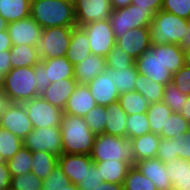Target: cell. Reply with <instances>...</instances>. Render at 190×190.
Masks as SVG:
<instances>
[{"label": "cell", "instance_id": "6da1fadb", "mask_svg": "<svg viewBox=\"0 0 190 190\" xmlns=\"http://www.w3.org/2000/svg\"><path fill=\"white\" fill-rule=\"evenodd\" d=\"M30 17L42 29L76 27L73 0H31Z\"/></svg>", "mask_w": 190, "mask_h": 190}, {"label": "cell", "instance_id": "7a4b0ae2", "mask_svg": "<svg viewBox=\"0 0 190 190\" xmlns=\"http://www.w3.org/2000/svg\"><path fill=\"white\" fill-rule=\"evenodd\" d=\"M63 153L90 155L96 138L84 117L63 114L61 121Z\"/></svg>", "mask_w": 190, "mask_h": 190}, {"label": "cell", "instance_id": "3957f363", "mask_svg": "<svg viewBox=\"0 0 190 190\" xmlns=\"http://www.w3.org/2000/svg\"><path fill=\"white\" fill-rule=\"evenodd\" d=\"M90 157L93 161L119 160L131 166L136 164L132 140L106 133L96 135Z\"/></svg>", "mask_w": 190, "mask_h": 190}, {"label": "cell", "instance_id": "277c9868", "mask_svg": "<svg viewBox=\"0 0 190 190\" xmlns=\"http://www.w3.org/2000/svg\"><path fill=\"white\" fill-rule=\"evenodd\" d=\"M189 21L164 10L158 11L150 24L151 44L171 43L179 45L185 36Z\"/></svg>", "mask_w": 190, "mask_h": 190}, {"label": "cell", "instance_id": "5b68a950", "mask_svg": "<svg viewBox=\"0 0 190 190\" xmlns=\"http://www.w3.org/2000/svg\"><path fill=\"white\" fill-rule=\"evenodd\" d=\"M0 87L16 103H24L40 96L37 90L34 66L12 68L1 79Z\"/></svg>", "mask_w": 190, "mask_h": 190}, {"label": "cell", "instance_id": "8992f818", "mask_svg": "<svg viewBox=\"0 0 190 190\" xmlns=\"http://www.w3.org/2000/svg\"><path fill=\"white\" fill-rule=\"evenodd\" d=\"M154 15L155 13L151 9H141L133 4L124 8L113 9L109 20L115 39L130 29L150 27Z\"/></svg>", "mask_w": 190, "mask_h": 190}, {"label": "cell", "instance_id": "52a82bcc", "mask_svg": "<svg viewBox=\"0 0 190 190\" xmlns=\"http://www.w3.org/2000/svg\"><path fill=\"white\" fill-rule=\"evenodd\" d=\"M74 27H52L42 29L37 46L41 59L64 57L67 54Z\"/></svg>", "mask_w": 190, "mask_h": 190}, {"label": "cell", "instance_id": "ba28073f", "mask_svg": "<svg viewBox=\"0 0 190 190\" xmlns=\"http://www.w3.org/2000/svg\"><path fill=\"white\" fill-rule=\"evenodd\" d=\"M137 71L158 84L167 85L172 82L173 74L161 61V45H152L135 60Z\"/></svg>", "mask_w": 190, "mask_h": 190}, {"label": "cell", "instance_id": "9c48e42d", "mask_svg": "<svg viewBox=\"0 0 190 190\" xmlns=\"http://www.w3.org/2000/svg\"><path fill=\"white\" fill-rule=\"evenodd\" d=\"M23 147L31 152L45 151L55 156L63 154L61 127H43L33 129L24 139Z\"/></svg>", "mask_w": 190, "mask_h": 190}, {"label": "cell", "instance_id": "30bf717a", "mask_svg": "<svg viewBox=\"0 0 190 190\" xmlns=\"http://www.w3.org/2000/svg\"><path fill=\"white\" fill-rule=\"evenodd\" d=\"M23 104L26 108L33 129L61 125L64 114L63 110L51 105L41 96L25 101Z\"/></svg>", "mask_w": 190, "mask_h": 190}, {"label": "cell", "instance_id": "8fae6325", "mask_svg": "<svg viewBox=\"0 0 190 190\" xmlns=\"http://www.w3.org/2000/svg\"><path fill=\"white\" fill-rule=\"evenodd\" d=\"M85 31L91 54L106 57L115 46L114 32L110 20H99L81 26Z\"/></svg>", "mask_w": 190, "mask_h": 190}, {"label": "cell", "instance_id": "7c38bea8", "mask_svg": "<svg viewBox=\"0 0 190 190\" xmlns=\"http://www.w3.org/2000/svg\"><path fill=\"white\" fill-rule=\"evenodd\" d=\"M76 26L99 20H109L112 12L110 0H73Z\"/></svg>", "mask_w": 190, "mask_h": 190}, {"label": "cell", "instance_id": "4fadbf2b", "mask_svg": "<svg viewBox=\"0 0 190 190\" xmlns=\"http://www.w3.org/2000/svg\"><path fill=\"white\" fill-rule=\"evenodd\" d=\"M7 31L12 45L25 44L37 47L42 35V28L30 16L22 20L10 22Z\"/></svg>", "mask_w": 190, "mask_h": 190}, {"label": "cell", "instance_id": "5bb4252c", "mask_svg": "<svg viewBox=\"0 0 190 190\" xmlns=\"http://www.w3.org/2000/svg\"><path fill=\"white\" fill-rule=\"evenodd\" d=\"M115 44L135 60L141 56L151 44L150 27L133 28L116 38Z\"/></svg>", "mask_w": 190, "mask_h": 190}, {"label": "cell", "instance_id": "9a60e30c", "mask_svg": "<svg viewBox=\"0 0 190 190\" xmlns=\"http://www.w3.org/2000/svg\"><path fill=\"white\" fill-rule=\"evenodd\" d=\"M0 127L23 140L33 130L24 104L15 103L6 115L0 119Z\"/></svg>", "mask_w": 190, "mask_h": 190}, {"label": "cell", "instance_id": "2e32d148", "mask_svg": "<svg viewBox=\"0 0 190 190\" xmlns=\"http://www.w3.org/2000/svg\"><path fill=\"white\" fill-rule=\"evenodd\" d=\"M97 105L108 106L118 102L120 96L117 87L108 75V69L87 84Z\"/></svg>", "mask_w": 190, "mask_h": 190}, {"label": "cell", "instance_id": "e0dca14e", "mask_svg": "<svg viewBox=\"0 0 190 190\" xmlns=\"http://www.w3.org/2000/svg\"><path fill=\"white\" fill-rule=\"evenodd\" d=\"M90 155L65 154L58 157V166L69 178L72 184L77 185L84 178L86 170L93 164Z\"/></svg>", "mask_w": 190, "mask_h": 190}, {"label": "cell", "instance_id": "ac0fdd59", "mask_svg": "<svg viewBox=\"0 0 190 190\" xmlns=\"http://www.w3.org/2000/svg\"><path fill=\"white\" fill-rule=\"evenodd\" d=\"M134 166L154 183L157 190H172V183L165 170V163L160 159H142Z\"/></svg>", "mask_w": 190, "mask_h": 190}, {"label": "cell", "instance_id": "d6986e66", "mask_svg": "<svg viewBox=\"0 0 190 190\" xmlns=\"http://www.w3.org/2000/svg\"><path fill=\"white\" fill-rule=\"evenodd\" d=\"M97 104L87 85L78 84L63 109L64 114L85 117Z\"/></svg>", "mask_w": 190, "mask_h": 190}, {"label": "cell", "instance_id": "ffe728a7", "mask_svg": "<svg viewBox=\"0 0 190 190\" xmlns=\"http://www.w3.org/2000/svg\"><path fill=\"white\" fill-rule=\"evenodd\" d=\"M105 70V58L90 54L74 66V79L77 81V84L87 85Z\"/></svg>", "mask_w": 190, "mask_h": 190}, {"label": "cell", "instance_id": "44dd1931", "mask_svg": "<svg viewBox=\"0 0 190 190\" xmlns=\"http://www.w3.org/2000/svg\"><path fill=\"white\" fill-rule=\"evenodd\" d=\"M77 85V81L74 78L59 80L50 83L46 90L40 93V96L51 105L63 110Z\"/></svg>", "mask_w": 190, "mask_h": 190}, {"label": "cell", "instance_id": "7402d4cb", "mask_svg": "<svg viewBox=\"0 0 190 190\" xmlns=\"http://www.w3.org/2000/svg\"><path fill=\"white\" fill-rule=\"evenodd\" d=\"M46 70V85L63 79L74 78V65L64 57L41 59Z\"/></svg>", "mask_w": 190, "mask_h": 190}, {"label": "cell", "instance_id": "603a6c76", "mask_svg": "<svg viewBox=\"0 0 190 190\" xmlns=\"http://www.w3.org/2000/svg\"><path fill=\"white\" fill-rule=\"evenodd\" d=\"M165 170L172 183V190H190V161L174 159L165 163Z\"/></svg>", "mask_w": 190, "mask_h": 190}, {"label": "cell", "instance_id": "cb8c5ba5", "mask_svg": "<svg viewBox=\"0 0 190 190\" xmlns=\"http://www.w3.org/2000/svg\"><path fill=\"white\" fill-rule=\"evenodd\" d=\"M90 54L91 49L85 31L81 27H74L66 58L75 66Z\"/></svg>", "mask_w": 190, "mask_h": 190}, {"label": "cell", "instance_id": "d4e9b609", "mask_svg": "<svg viewBox=\"0 0 190 190\" xmlns=\"http://www.w3.org/2000/svg\"><path fill=\"white\" fill-rule=\"evenodd\" d=\"M101 175V178L108 183L123 184L129 169L132 167L124 161H93Z\"/></svg>", "mask_w": 190, "mask_h": 190}, {"label": "cell", "instance_id": "484cf974", "mask_svg": "<svg viewBox=\"0 0 190 190\" xmlns=\"http://www.w3.org/2000/svg\"><path fill=\"white\" fill-rule=\"evenodd\" d=\"M107 122L104 133L117 137H126L127 114L118 102L105 106Z\"/></svg>", "mask_w": 190, "mask_h": 190}, {"label": "cell", "instance_id": "4316f807", "mask_svg": "<svg viewBox=\"0 0 190 190\" xmlns=\"http://www.w3.org/2000/svg\"><path fill=\"white\" fill-rule=\"evenodd\" d=\"M160 139V135L152 132L131 139L136 162L142 159L156 158Z\"/></svg>", "mask_w": 190, "mask_h": 190}, {"label": "cell", "instance_id": "83f0119b", "mask_svg": "<svg viewBox=\"0 0 190 190\" xmlns=\"http://www.w3.org/2000/svg\"><path fill=\"white\" fill-rule=\"evenodd\" d=\"M12 68L33 67L41 61L37 47L32 45H12L10 49Z\"/></svg>", "mask_w": 190, "mask_h": 190}, {"label": "cell", "instance_id": "f1b7e54d", "mask_svg": "<svg viewBox=\"0 0 190 190\" xmlns=\"http://www.w3.org/2000/svg\"><path fill=\"white\" fill-rule=\"evenodd\" d=\"M138 73L136 64L129 68L108 69V75L114 82L120 95L135 90V81Z\"/></svg>", "mask_w": 190, "mask_h": 190}, {"label": "cell", "instance_id": "f546056e", "mask_svg": "<svg viewBox=\"0 0 190 190\" xmlns=\"http://www.w3.org/2000/svg\"><path fill=\"white\" fill-rule=\"evenodd\" d=\"M31 0H0V16L8 23L30 16Z\"/></svg>", "mask_w": 190, "mask_h": 190}, {"label": "cell", "instance_id": "4dcf8cb0", "mask_svg": "<svg viewBox=\"0 0 190 190\" xmlns=\"http://www.w3.org/2000/svg\"><path fill=\"white\" fill-rule=\"evenodd\" d=\"M31 172L44 180L58 165V156L45 151L32 152Z\"/></svg>", "mask_w": 190, "mask_h": 190}, {"label": "cell", "instance_id": "1f68e13d", "mask_svg": "<svg viewBox=\"0 0 190 190\" xmlns=\"http://www.w3.org/2000/svg\"><path fill=\"white\" fill-rule=\"evenodd\" d=\"M172 113V110L162 101L151 103L146 112L151 132L160 135Z\"/></svg>", "mask_w": 190, "mask_h": 190}, {"label": "cell", "instance_id": "d6a6232c", "mask_svg": "<svg viewBox=\"0 0 190 190\" xmlns=\"http://www.w3.org/2000/svg\"><path fill=\"white\" fill-rule=\"evenodd\" d=\"M135 82V91L142 94L150 104L162 101L165 85L146 79L139 73Z\"/></svg>", "mask_w": 190, "mask_h": 190}, {"label": "cell", "instance_id": "836d02e7", "mask_svg": "<svg viewBox=\"0 0 190 190\" xmlns=\"http://www.w3.org/2000/svg\"><path fill=\"white\" fill-rule=\"evenodd\" d=\"M118 103L127 115L146 113L150 103L137 91L121 94Z\"/></svg>", "mask_w": 190, "mask_h": 190}, {"label": "cell", "instance_id": "e575fe53", "mask_svg": "<svg viewBox=\"0 0 190 190\" xmlns=\"http://www.w3.org/2000/svg\"><path fill=\"white\" fill-rule=\"evenodd\" d=\"M161 61L174 74L184 66V52L178 44L161 45Z\"/></svg>", "mask_w": 190, "mask_h": 190}, {"label": "cell", "instance_id": "d590c367", "mask_svg": "<svg viewBox=\"0 0 190 190\" xmlns=\"http://www.w3.org/2000/svg\"><path fill=\"white\" fill-rule=\"evenodd\" d=\"M190 129V123L180 114L173 112L167 123L165 129L160 133L161 138H180L183 137Z\"/></svg>", "mask_w": 190, "mask_h": 190}, {"label": "cell", "instance_id": "8d00e7d4", "mask_svg": "<svg viewBox=\"0 0 190 190\" xmlns=\"http://www.w3.org/2000/svg\"><path fill=\"white\" fill-rule=\"evenodd\" d=\"M32 152L22 147L10 160L6 163L10 172V176L14 177L31 172Z\"/></svg>", "mask_w": 190, "mask_h": 190}, {"label": "cell", "instance_id": "74e56055", "mask_svg": "<svg viewBox=\"0 0 190 190\" xmlns=\"http://www.w3.org/2000/svg\"><path fill=\"white\" fill-rule=\"evenodd\" d=\"M23 147V140L0 127V156L4 162L10 160Z\"/></svg>", "mask_w": 190, "mask_h": 190}, {"label": "cell", "instance_id": "f35d334b", "mask_svg": "<svg viewBox=\"0 0 190 190\" xmlns=\"http://www.w3.org/2000/svg\"><path fill=\"white\" fill-rule=\"evenodd\" d=\"M124 190H157L154 183L132 166L123 182Z\"/></svg>", "mask_w": 190, "mask_h": 190}, {"label": "cell", "instance_id": "ab89813d", "mask_svg": "<svg viewBox=\"0 0 190 190\" xmlns=\"http://www.w3.org/2000/svg\"><path fill=\"white\" fill-rule=\"evenodd\" d=\"M151 129L146 113L127 115L126 137L133 139L150 133Z\"/></svg>", "mask_w": 190, "mask_h": 190}, {"label": "cell", "instance_id": "60d3db41", "mask_svg": "<svg viewBox=\"0 0 190 190\" xmlns=\"http://www.w3.org/2000/svg\"><path fill=\"white\" fill-rule=\"evenodd\" d=\"M188 95L182 93L172 82L168 83L164 88L162 102L172 110V112L180 113L186 104Z\"/></svg>", "mask_w": 190, "mask_h": 190}, {"label": "cell", "instance_id": "b9f144b4", "mask_svg": "<svg viewBox=\"0 0 190 190\" xmlns=\"http://www.w3.org/2000/svg\"><path fill=\"white\" fill-rule=\"evenodd\" d=\"M105 61L107 69L129 68L135 64V59L116 44L105 57Z\"/></svg>", "mask_w": 190, "mask_h": 190}, {"label": "cell", "instance_id": "7bdbcfd3", "mask_svg": "<svg viewBox=\"0 0 190 190\" xmlns=\"http://www.w3.org/2000/svg\"><path fill=\"white\" fill-rule=\"evenodd\" d=\"M43 180L32 172L11 177L10 190H42Z\"/></svg>", "mask_w": 190, "mask_h": 190}, {"label": "cell", "instance_id": "ee69618b", "mask_svg": "<svg viewBox=\"0 0 190 190\" xmlns=\"http://www.w3.org/2000/svg\"><path fill=\"white\" fill-rule=\"evenodd\" d=\"M106 115L105 106L100 105H97L85 115L84 119L94 134L104 133L105 124L107 122Z\"/></svg>", "mask_w": 190, "mask_h": 190}, {"label": "cell", "instance_id": "f6af8a7d", "mask_svg": "<svg viewBox=\"0 0 190 190\" xmlns=\"http://www.w3.org/2000/svg\"><path fill=\"white\" fill-rule=\"evenodd\" d=\"M71 182L57 165L55 169L43 180L42 190H62Z\"/></svg>", "mask_w": 190, "mask_h": 190}, {"label": "cell", "instance_id": "bcb514c9", "mask_svg": "<svg viewBox=\"0 0 190 190\" xmlns=\"http://www.w3.org/2000/svg\"><path fill=\"white\" fill-rule=\"evenodd\" d=\"M161 10L190 20V0H163Z\"/></svg>", "mask_w": 190, "mask_h": 190}, {"label": "cell", "instance_id": "7dc6e473", "mask_svg": "<svg viewBox=\"0 0 190 190\" xmlns=\"http://www.w3.org/2000/svg\"><path fill=\"white\" fill-rule=\"evenodd\" d=\"M176 138H161L158 147V153L156 158L162 162L167 163L171 160L178 159Z\"/></svg>", "mask_w": 190, "mask_h": 190}, {"label": "cell", "instance_id": "c3c4849f", "mask_svg": "<svg viewBox=\"0 0 190 190\" xmlns=\"http://www.w3.org/2000/svg\"><path fill=\"white\" fill-rule=\"evenodd\" d=\"M97 167L93 163L89 169L86 170L84 178L77 184L79 190H96L100 183L103 182Z\"/></svg>", "mask_w": 190, "mask_h": 190}, {"label": "cell", "instance_id": "681fc988", "mask_svg": "<svg viewBox=\"0 0 190 190\" xmlns=\"http://www.w3.org/2000/svg\"><path fill=\"white\" fill-rule=\"evenodd\" d=\"M172 83L184 94L190 95V69L183 66L173 74Z\"/></svg>", "mask_w": 190, "mask_h": 190}, {"label": "cell", "instance_id": "f907efd6", "mask_svg": "<svg viewBox=\"0 0 190 190\" xmlns=\"http://www.w3.org/2000/svg\"><path fill=\"white\" fill-rule=\"evenodd\" d=\"M175 142L178 158L190 161V129L183 137L176 139Z\"/></svg>", "mask_w": 190, "mask_h": 190}, {"label": "cell", "instance_id": "816d5d0a", "mask_svg": "<svg viewBox=\"0 0 190 190\" xmlns=\"http://www.w3.org/2000/svg\"><path fill=\"white\" fill-rule=\"evenodd\" d=\"M34 70H35V77H36V82H37V90L38 93H42L44 90H46V88L49 85H46V70L44 65L39 62L34 66Z\"/></svg>", "mask_w": 190, "mask_h": 190}, {"label": "cell", "instance_id": "f5cc1de1", "mask_svg": "<svg viewBox=\"0 0 190 190\" xmlns=\"http://www.w3.org/2000/svg\"><path fill=\"white\" fill-rule=\"evenodd\" d=\"M131 4L141 9H151L156 14L162 9L163 0H132Z\"/></svg>", "mask_w": 190, "mask_h": 190}, {"label": "cell", "instance_id": "db71d44e", "mask_svg": "<svg viewBox=\"0 0 190 190\" xmlns=\"http://www.w3.org/2000/svg\"><path fill=\"white\" fill-rule=\"evenodd\" d=\"M15 103L16 102L0 87V119L6 115Z\"/></svg>", "mask_w": 190, "mask_h": 190}, {"label": "cell", "instance_id": "11a10c76", "mask_svg": "<svg viewBox=\"0 0 190 190\" xmlns=\"http://www.w3.org/2000/svg\"><path fill=\"white\" fill-rule=\"evenodd\" d=\"M11 176L6 162H0V190H10Z\"/></svg>", "mask_w": 190, "mask_h": 190}, {"label": "cell", "instance_id": "9f6ffc18", "mask_svg": "<svg viewBox=\"0 0 190 190\" xmlns=\"http://www.w3.org/2000/svg\"><path fill=\"white\" fill-rule=\"evenodd\" d=\"M12 69L10 50L0 52V79Z\"/></svg>", "mask_w": 190, "mask_h": 190}, {"label": "cell", "instance_id": "6f0895ef", "mask_svg": "<svg viewBox=\"0 0 190 190\" xmlns=\"http://www.w3.org/2000/svg\"><path fill=\"white\" fill-rule=\"evenodd\" d=\"M11 48L12 43L8 31H0V52L10 50Z\"/></svg>", "mask_w": 190, "mask_h": 190}, {"label": "cell", "instance_id": "680465c9", "mask_svg": "<svg viewBox=\"0 0 190 190\" xmlns=\"http://www.w3.org/2000/svg\"><path fill=\"white\" fill-rule=\"evenodd\" d=\"M96 190H124L123 184L101 182Z\"/></svg>", "mask_w": 190, "mask_h": 190}, {"label": "cell", "instance_id": "91938a15", "mask_svg": "<svg viewBox=\"0 0 190 190\" xmlns=\"http://www.w3.org/2000/svg\"><path fill=\"white\" fill-rule=\"evenodd\" d=\"M179 46L183 50L190 48V21H189L188 28H187V31L185 33V36H183L181 42L179 43Z\"/></svg>", "mask_w": 190, "mask_h": 190}, {"label": "cell", "instance_id": "94428289", "mask_svg": "<svg viewBox=\"0 0 190 190\" xmlns=\"http://www.w3.org/2000/svg\"><path fill=\"white\" fill-rule=\"evenodd\" d=\"M112 9H119L127 7L131 4L132 0H110Z\"/></svg>", "mask_w": 190, "mask_h": 190}, {"label": "cell", "instance_id": "6125c7cd", "mask_svg": "<svg viewBox=\"0 0 190 190\" xmlns=\"http://www.w3.org/2000/svg\"><path fill=\"white\" fill-rule=\"evenodd\" d=\"M180 114L190 123V95L187 97L186 104Z\"/></svg>", "mask_w": 190, "mask_h": 190}, {"label": "cell", "instance_id": "be15d7a7", "mask_svg": "<svg viewBox=\"0 0 190 190\" xmlns=\"http://www.w3.org/2000/svg\"><path fill=\"white\" fill-rule=\"evenodd\" d=\"M184 52V66L190 69V48L183 50Z\"/></svg>", "mask_w": 190, "mask_h": 190}, {"label": "cell", "instance_id": "e7e4bbea", "mask_svg": "<svg viewBox=\"0 0 190 190\" xmlns=\"http://www.w3.org/2000/svg\"><path fill=\"white\" fill-rule=\"evenodd\" d=\"M8 24L9 23L2 16H0V31H6Z\"/></svg>", "mask_w": 190, "mask_h": 190}, {"label": "cell", "instance_id": "03108f58", "mask_svg": "<svg viewBox=\"0 0 190 190\" xmlns=\"http://www.w3.org/2000/svg\"><path fill=\"white\" fill-rule=\"evenodd\" d=\"M62 190H79V189L77 185L70 183L69 185L64 187Z\"/></svg>", "mask_w": 190, "mask_h": 190}]
</instances>
